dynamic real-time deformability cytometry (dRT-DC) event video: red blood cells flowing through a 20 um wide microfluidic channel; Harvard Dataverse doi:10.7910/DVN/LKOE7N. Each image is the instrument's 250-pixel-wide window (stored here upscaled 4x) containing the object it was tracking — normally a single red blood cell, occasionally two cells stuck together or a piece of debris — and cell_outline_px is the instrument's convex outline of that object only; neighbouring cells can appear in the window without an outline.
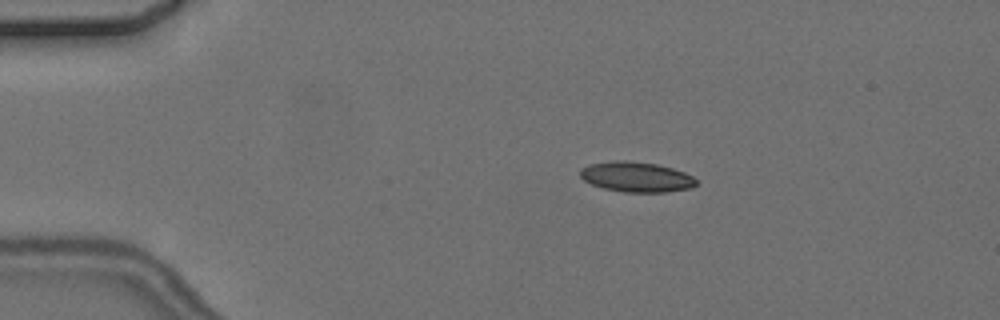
{"species": "common noctule bat (a hibernating species)", "species_latin": "Nyctalus noctula", "temperature_condition": "cold", "stored_images_in_passage": 6, "camera_frame_rate_fps": 3000, "um_per_image_px": 0.085, "animal": {"sex": "female", "body_mass_g": 24.6, "forearm_length_mm": 56.2}, "frame": {"image": 1, "passage_image": 3, "time_ms": 2.333, "image_size_px": [1000, 320], "cell_outline_px": [[696, 184], [692, 188], [668, 192], [624, 192], [604, 188], [592, 184], [584, 180], [580, 176], [580, 168], [588, 164], [616, 160], [624, 160], [656, 164], [672, 168], [684, 172], [692, 176], [696, 180]], "centroid_in_image_um": [54.08, 15.04], "position_along_channel_um": 30.9, "area_um2": 20.4}}
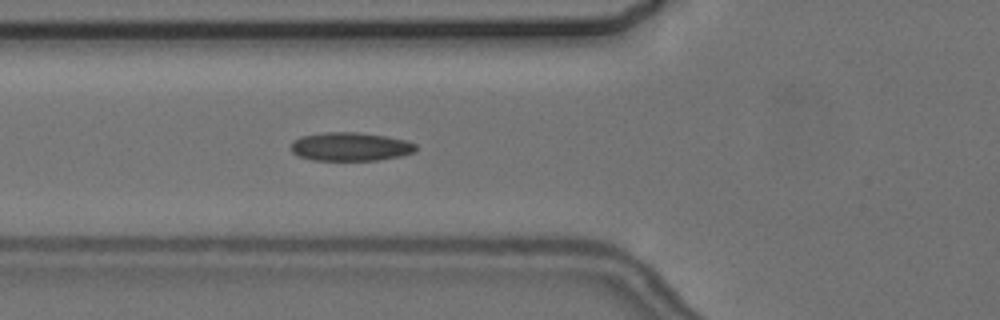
{"frame": {"image": 2, "passage_image": 6, "time_ms": 5.667, "image_size_px": [1000, 320], "cell_outline_px": [[416, 148], [412, 152], [400, 156], [376, 160], [312, 160], [296, 156], [292, 152], [292, 144], [300, 136], [324, 132], [360, 132], [384, 136], [404, 140], [416, 144]], "centroid_in_image_um": [29.74, 12.46], "position_along_channel_um": 96.1, "area_um2": 20.63}}